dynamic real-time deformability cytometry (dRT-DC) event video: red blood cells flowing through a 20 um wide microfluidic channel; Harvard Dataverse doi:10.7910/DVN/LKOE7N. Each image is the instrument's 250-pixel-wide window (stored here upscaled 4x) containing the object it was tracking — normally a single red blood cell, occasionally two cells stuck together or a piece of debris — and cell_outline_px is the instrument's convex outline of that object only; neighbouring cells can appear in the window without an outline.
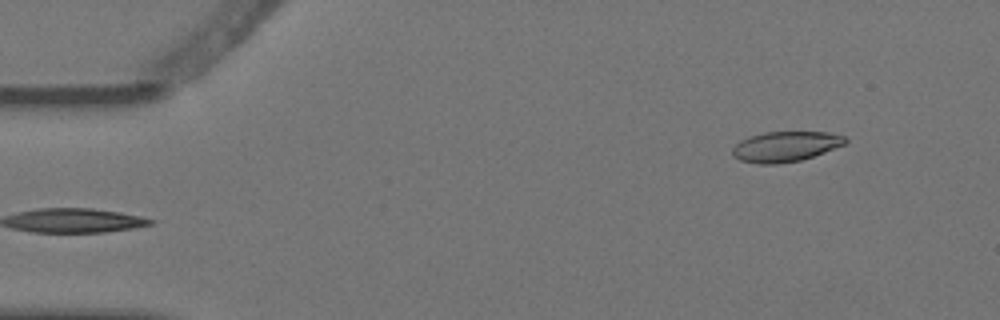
{"species": "Egyptian fruit bat (a non-hibernating species)", "species_latin": "Rousettus aegyptiacus", "temperature_condition": "warm", "stored_images_in_passage": 5, "segment_of_instrument_passage": [2, 2], "camera_frame_rate_fps": 3000, "um_per_image_px": 0.085, "animal": {"sex": "female"}, "frame": {"image": 1, "passage_image": 5, "time_ms": 1.333, "image_size_px": [1000, 320], "cell_outline_px": [[848, 140], [844, 144], [824, 152], [800, 160], [776, 164], [760, 164], [740, 160], [732, 156], [732, 148], [740, 140], [748, 136], [764, 132], [828, 132], [844, 136]], "centroid_in_image_um": [66.72, 12.45], "position_along_channel_um": 18.3, "area_um2": 19.83}}